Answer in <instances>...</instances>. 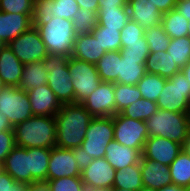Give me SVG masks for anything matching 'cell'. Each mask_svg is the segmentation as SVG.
<instances>
[{"instance_id": "6da1fadb", "label": "cell", "mask_w": 190, "mask_h": 191, "mask_svg": "<svg viewBox=\"0 0 190 191\" xmlns=\"http://www.w3.org/2000/svg\"><path fill=\"white\" fill-rule=\"evenodd\" d=\"M93 116L81 103L63 104L55 116L56 146L80 147Z\"/></svg>"}, {"instance_id": "7a4b0ae2", "label": "cell", "mask_w": 190, "mask_h": 191, "mask_svg": "<svg viewBox=\"0 0 190 191\" xmlns=\"http://www.w3.org/2000/svg\"><path fill=\"white\" fill-rule=\"evenodd\" d=\"M16 146L47 148L56 146L55 116L33 115L13 127Z\"/></svg>"}, {"instance_id": "3957f363", "label": "cell", "mask_w": 190, "mask_h": 191, "mask_svg": "<svg viewBox=\"0 0 190 191\" xmlns=\"http://www.w3.org/2000/svg\"><path fill=\"white\" fill-rule=\"evenodd\" d=\"M145 124L149 137H164L182 146L190 133L186 113L159 109Z\"/></svg>"}, {"instance_id": "277c9868", "label": "cell", "mask_w": 190, "mask_h": 191, "mask_svg": "<svg viewBox=\"0 0 190 191\" xmlns=\"http://www.w3.org/2000/svg\"><path fill=\"white\" fill-rule=\"evenodd\" d=\"M37 29L49 54L71 57L73 44L77 36L72 20L52 18L50 22L40 25Z\"/></svg>"}, {"instance_id": "5b68a950", "label": "cell", "mask_w": 190, "mask_h": 191, "mask_svg": "<svg viewBox=\"0 0 190 191\" xmlns=\"http://www.w3.org/2000/svg\"><path fill=\"white\" fill-rule=\"evenodd\" d=\"M70 57L61 54H48L43 60L48 71L47 85L63 104L74 103V88L69 74L68 60Z\"/></svg>"}, {"instance_id": "8992f818", "label": "cell", "mask_w": 190, "mask_h": 191, "mask_svg": "<svg viewBox=\"0 0 190 191\" xmlns=\"http://www.w3.org/2000/svg\"><path fill=\"white\" fill-rule=\"evenodd\" d=\"M190 101V82L179 71L166 80L156 103L159 109L185 113Z\"/></svg>"}, {"instance_id": "52a82bcc", "label": "cell", "mask_w": 190, "mask_h": 191, "mask_svg": "<svg viewBox=\"0 0 190 191\" xmlns=\"http://www.w3.org/2000/svg\"><path fill=\"white\" fill-rule=\"evenodd\" d=\"M114 140V124L112 117H93L90 121L81 146L86 154L97 159L105 157L109 142Z\"/></svg>"}, {"instance_id": "ba28073f", "label": "cell", "mask_w": 190, "mask_h": 191, "mask_svg": "<svg viewBox=\"0 0 190 191\" xmlns=\"http://www.w3.org/2000/svg\"><path fill=\"white\" fill-rule=\"evenodd\" d=\"M69 74L74 88V103H82L101 83L95 64L70 57Z\"/></svg>"}, {"instance_id": "9c48e42d", "label": "cell", "mask_w": 190, "mask_h": 191, "mask_svg": "<svg viewBox=\"0 0 190 191\" xmlns=\"http://www.w3.org/2000/svg\"><path fill=\"white\" fill-rule=\"evenodd\" d=\"M0 115L6 116L13 127L33 116L27 92L5 86L0 91Z\"/></svg>"}, {"instance_id": "30bf717a", "label": "cell", "mask_w": 190, "mask_h": 191, "mask_svg": "<svg viewBox=\"0 0 190 191\" xmlns=\"http://www.w3.org/2000/svg\"><path fill=\"white\" fill-rule=\"evenodd\" d=\"M114 140L124 146L137 149L141 154L149 137L145 121L123 116L117 113L113 116Z\"/></svg>"}, {"instance_id": "8fae6325", "label": "cell", "mask_w": 190, "mask_h": 191, "mask_svg": "<svg viewBox=\"0 0 190 191\" xmlns=\"http://www.w3.org/2000/svg\"><path fill=\"white\" fill-rule=\"evenodd\" d=\"M8 46L22 64L42 61L49 54L38 29L34 26L12 40Z\"/></svg>"}, {"instance_id": "7c38bea8", "label": "cell", "mask_w": 190, "mask_h": 191, "mask_svg": "<svg viewBox=\"0 0 190 191\" xmlns=\"http://www.w3.org/2000/svg\"><path fill=\"white\" fill-rule=\"evenodd\" d=\"M81 104L93 117H112L117 114L114 82L101 81Z\"/></svg>"}, {"instance_id": "4fadbf2b", "label": "cell", "mask_w": 190, "mask_h": 191, "mask_svg": "<svg viewBox=\"0 0 190 191\" xmlns=\"http://www.w3.org/2000/svg\"><path fill=\"white\" fill-rule=\"evenodd\" d=\"M63 177H81L72 149L55 146L50 149L47 181Z\"/></svg>"}, {"instance_id": "5bb4252c", "label": "cell", "mask_w": 190, "mask_h": 191, "mask_svg": "<svg viewBox=\"0 0 190 191\" xmlns=\"http://www.w3.org/2000/svg\"><path fill=\"white\" fill-rule=\"evenodd\" d=\"M182 151V145L164 137H148L141 158H146L162 165H170Z\"/></svg>"}, {"instance_id": "9a60e30c", "label": "cell", "mask_w": 190, "mask_h": 191, "mask_svg": "<svg viewBox=\"0 0 190 191\" xmlns=\"http://www.w3.org/2000/svg\"><path fill=\"white\" fill-rule=\"evenodd\" d=\"M5 172L17 183L37 182L30 173V148L15 146L4 159Z\"/></svg>"}, {"instance_id": "2e32d148", "label": "cell", "mask_w": 190, "mask_h": 191, "mask_svg": "<svg viewBox=\"0 0 190 191\" xmlns=\"http://www.w3.org/2000/svg\"><path fill=\"white\" fill-rule=\"evenodd\" d=\"M116 170L102 158L94 159L91 164L81 172V179L86 190L113 186Z\"/></svg>"}, {"instance_id": "e0dca14e", "label": "cell", "mask_w": 190, "mask_h": 191, "mask_svg": "<svg viewBox=\"0 0 190 191\" xmlns=\"http://www.w3.org/2000/svg\"><path fill=\"white\" fill-rule=\"evenodd\" d=\"M33 115L56 116L62 104L46 84L27 91Z\"/></svg>"}, {"instance_id": "ac0fdd59", "label": "cell", "mask_w": 190, "mask_h": 191, "mask_svg": "<svg viewBox=\"0 0 190 191\" xmlns=\"http://www.w3.org/2000/svg\"><path fill=\"white\" fill-rule=\"evenodd\" d=\"M33 14H12L0 11V43L8 45L32 24Z\"/></svg>"}, {"instance_id": "d6986e66", "label": "cell", "mask_w": 190, "mask_h": 191, "mask_svg": "<svg viewBox=\"0 0 190 191\" xmlns=\"http://www.w3.org/2000/svg\"><path fill=\"white\" fill-rule=\"evenodd\" d=\"M141 175L144 187L159 190L172 184L170 167L146 158L140 159Z\"/></svg>"}, {"instance_id": "ffe728a7", "label": "cell", "mask_w": 190, "mask_h": 191, "mask_svg": "<svg viewBox=\"0 0 190 191\" xmlns=\"http://www.w3.org/2000/svg\"><path fill=\"white\" fill-rule=\"evenodd\" d=\"M128 14L144 30L161 24L162 14L148 0H128Z\"/></svg>"}, {"instance_id": "44dd1931", "label": "cell", "mask_w": 190, "mask_h": 191, "mask_svg": "<svg viewBox=\"0 0 190 191\" xmlns=\"http://www.w3.org/2000/svg\"><path fill=\"white\" fill-rule=\"evenodd\" d=\"M106 51L92 33L78 34L73 44L71 57L96 64Z\"/></svg>"}, {"instance_id": "7402d4cb", "label": "cell", "mask_w": 190, "mask_h": 191, "mask_svg": "<svg viewBox=\"0 0 190 191\" xmlns=\"http://www.w3.org/2000/svg\"><path fill=\"white\" fill-rule=\"evenodd\" d=\"M23 66L8 45L0 47V78L6 86H19Z\"/></svg>"}, {"instance_id": "603a6c76", "label": "cell", "mask_w": 190, "mask_h": 191, "mask_svg": "<svg viewBox=\"0 0 190 191\" xmlns=\"http://www.w3.org/2000/svg\"><path fill=\"white\" fill-rule=\"evenodd\" d=\"M105 152L104 158L115 170L139 163L142 156L137 149L124 146L115 140L109 142Z\"/></svg>"}, {"instance_id": "cb8c5ba5", "label": "cell", "mask_w": 190, "mask_h": 191, "mask_svg": "<svg viewBox=\"0 0 190 191\" xmlns=\"http://www.w3.org/2000/svg\"><path fill=\"white\" fill-rule=\"evenodd\" d=\"M145 68L147 73L158 74L166 79L181 71L167 51L150 52L145 62Z\"/></svg>"}, {"instance_id": "d4e9b609", "label": "cell", "mask_w": 190, "mask_h": 191, "mask_svg": "<svg viewBox=\"0 0 190 191\" xmlns=\"http://www.w3.org/2000/svg\"><path fill=\"white\" fill-rule=\"evenodd\" d=\"M48 71L44 62L34 61L24 64L18 88L29 91L33 88L47 84Z\"/></svg>"}, {"instance_id": "484cf974", "label": "cell", "mask_w": 190, "mask_h": 191, "mask_svg": "<svg viewBox=\"0 0 190 191\" xmlns=\"http://www.w3.org/2000/svg\"><path fill=\"white\" fill-rule=\"evenodd\" d=\"M146 59L122 58L119 67L118 83L137 85L147 73L145 68Z\"/></svg>"}, {"instance_id": "4316f807", "label": "cell", "mask_w": 190, "mask_h": 191, "mask_svg": "<svg viewBox=\"0 0 190 191\" xmlns=\"http://www.w3.org/2000/svg\"><path fill=\"white\" fill-rule=\"evenodd\" d=\"M114 188L138 191L143 185L140 162L127 166L124 169L116 170Z\"/></svg>"}, {"instance_id": "83f0119b", "label": "cell", "mask_w": 190, "mask_h": 191, "mask_svg": "<svg viewBox=\"0 0 190 191\" xmlns=\"http://www.w3.org/2000/svg\"><path fill=\"white\" fill-rule=\"evenodd\" d=\"M121 51L106 52L95 64L102 81L118 83Z\"/></svg>"}, {"instance_id": "f1b7e54d", "label": "cell", "mask_w": 190, "mask_h": 191, "mask_svg": "<svg viewBox=\"0 0 190 191\" xmlns=\"http://www.w3.org/2000/svg\"><path fill=\"white\" fill-rule=\"evenodd\" d=\"M49 161L50 149L30 148V173L37 182H47Z\"/></svg>"}, {"instance_id": "f546056e", "label": "cell", "mask_w": 190, "mask_h": 191, "mask_svg": "<svg viewBox=\"0 0 190 191\" xmlns=\"http://www.w3.org/2000/svg\"><path fill=\"white\" fill-rule=\"evenodd\" d=\"M165 33L171 38L176 39L187 36L189 21L175 9L162 14V21Z\"/></svg>"}, {"instance_id": "4dcf8cb0", "label": "cell", "mask_w": 190, "mask_h": 191, "mask_svg": "<svg viewBox=\"0 0 190 191\" xmlns=\"http://www.w3.org/2000/svg\"><path fill=\"white\" fill-rule=\"evenodd\" d=\"M98 24L105 28L121 31L130 21L127 7L106 8L98 10Z\"/></svg>"}, {"instance_id": "1f68e13d", "label": "cell", "mask_w": 190, "mask_h": 191, "mask_svg": "<svg viewBox=\"0 0 190 191\" xmlns=\"http://www.w3.org/2000/svg\"><path fill=\"white\" fill-rule=\"evenodd\" d=\"M172 184L190 187V155L183 149L176 159L169 165Z\"/></svg>"}, {"instance_id": "d6a6232c", "label": "cell", "mask_w": 190, "mask_h": 191, "mask_svg": "<svg viewBox=\"0 0 190 191\" xmlns=\"http://www.w3.org/2000/svg\"><path fill=\"white\" fill-rule=\"evenodd\" d=\"M166 80V78H163L158 74L146 73L137 83L142 98L156 102Z\"/></svg>"}, {"instance_id": "836d02e7", "label": "cell", "mask_w": 190, "mask_h": 191, "mask_svg": "<svg viewBox=\"0 0 190 191\" xmlns=\"http://www.w3.org/2000/svg\"><path fill=\"white\" fill-rule=\"evenodd\" d=\"M158 110L159 108L156 102L140 98L124 108L120 113L125 117L145 121Z\"/></svg>"}, {"instance_id": "e575fe53", "label": "cell", "mask_w": 190, "mask_h": 191, "mask_svg": "<svg viewBox=\"0 0 190 191\" xmlns=\"http://www.w3.org/2000/svg\"><path fill=\"white\" fill-rule=\"evenodd\" d=\"M91 33L106 52L121 50V32L98 24Z\"/></svg>"}, {"instance_id": "d590c367", "label": "cell", "mask_w": 190, "mask_h": 191, "mask_svg": "<svg viewBox=\"0 0 190 191\" xmlns=\"http://www.w3.org/2000/svg\"><path fill=\"white\" fill-rule=\"evenodd\" d=\"M114 93L116 102V113H120L124 108L142 98L137 85H127L114 83Z\"/></svg>"}, {"instance_id": "8d00e7d4", "label": "cell", "mask_w": 190, "mask_h": 191, "mask_svg": "<svg viewBox=\"0 0 190 191\" xmlns=\"http://www.w3.org/2000/svg\"><path fill=\"white\" fill-rule=\"evenodd\" d=\"M167 53L174 63L182 69L190 60V38L188 36L171 39Z\"/></svg>"}, {"instance_id": "74e56055", "label": "cell", "mask_w": 190, "mask_h": 191, "mask_svg": "<svg viewBox=\"0 0 190 191\" xmlns=\"http://www.w3.org/2000/svg\"><path fill=\"white\" fill-rule=\"evenodd\" d=\"M144 36L150 52L167 51L171 38L165 33L162 24L144 30Z\"/></svg>"}, {"instance_id": "f35d334b", "label": "cell", "mask_w": 190, "mask_h": 191, "mask_svg": "<svg viewBox=\"0 0 190 191\" xmlns=\"http://www.w3.org/2000/svg\"><path fill=\"white\" fill-rule=\"evenodd\" d=\"M72 22L77 35L91 33L98 25V14L93 10L80 9L73 16Z\"/></svg>"}, {"instance_id": "ab89813d", "label": "cell", "mask_w": 190, "mask_h": 191, "mask_svg": "<svg viewBox=\"0 0 190 191\" xmlns=\"http://www.w3.org/2000/svg\"><path fill=\"white\" fill-rule=\"evenodd\" d=\"M51 6H54V1L35 0L32 17V24L35 28L52 20L53 13L51 12Z\"/></svg>"}, {"instance_id": "60d3db41", "label": "cell", "mask_w": 190, "mask_h": 191, "mask_svg": "<svg viewBox=\"0 0 190 191\" xmlns=\"http://www.w3.org/2000/svg\"><path fill=\"white\" fill-rule=\"evenodd\" d=\"M47 182L51 191H86L81 177H63Z\"/></svg>"}, {"instance_id": "b9f144b4", "label": "cell", "mask_w": 190, "mask_h": 191, "mask_svg": "<svg viewBox=\"0 0 190 191\" xmlns=\"http://www.w3.org/2000/svg\"><path fill=\"white\" fill-rule=\"evenodd\" d=\"M35 0H0V11L12 14H33Z\"/></svg>"}, {"instance_id": "7bdbcfd3", "label": "cell", "mask_w": 190, "mask_h": 191, "mask_svg": "<svg viewBox=\"0 0 190 191\" xmlns=\"http://www.w3.org/2000/svg\"><path fill=\"white\" fill-rule=\"evenodd\" d=\"M80 10L76 0H55L54 6H51L53 18H64L72 20L73 16Z\"/></svg>"}, {"instance_id": "ee69618b", "label": "cell", "mask_w": 190, "mask_h": 191, "mask_svg": "<svg viewBox=\"0 0 190 191\" xmlns=\"http://www.w3.org/2000/svg\"><path fill=\"white\" fill-rule=\"evenodd\" d=\"M120 32L121 47H126L127 43L143 42L144 29L131 19Z\"/></svg>"}, {"instance_id": "f6af8a7d", "label": "cell", "mask_w": 190, "mask_h": 191, "mask_svg": "<svg viewBox=\"0 0 190 191\" xmlns=\"http://www.w3.org/2000/svg\"><path fill=\"white\" fill-rule=\"evenodd\" d=\"M122 58L147 59L150 51L148 43L143 35V42L127 43L126 47H121Z\"/></svg>"}, {"instance_id": "bcb514c9", "label": "cell", "mask_w": 190, "mask_h": 191, "mask_svg": "<svg viewBox=\"0 0 190 191\" xmlns=\"http://www.w3.org/2000/svg\"><path fill=\"white\" fill-rule=\"evenodd\" d=\"M15 146L14 131H0V162H4V159Z\"/></svg>"}, {"instance_id": "7dc6e473", "label": "cell", "mask_w": 190, "mask_h": 191, "mask_svg": "<svg viewBox=\"0 0 190 191\" xmlns=\"http://www.w3.org/2000/svg\"><path fill=\"white\" fill-rule=\"evenodd\" d=\"M72 150L77 162V167L80 172H82L91 164L94 158L90 157L89 154H86V151L82 147H75L72 148Z\"/></svg>"}, {"instance_id": "c3c4849f", "label": "cell", "mask_w": 190, "mask_h": 191, "mask_svg": "<svg viewBox=\"0 0 190 191\" xmlns=\"http://www.w3.org/2000/svg\"><path fill=\"white\" fill-rule=\"evenodd\" d=\"M159 10L161 14L167 13L175 8V0H148Z\"/></svg>"}, {"instance_id": "681fc988", "label": "cell", "mask_w": 190, "mask_h": 191, "mask_svg": "<svg viewBox=\"0 0 190 191\" xmlns=\"http://www.w3.org/2000/svg\"><path fill=\"white\" fill-rule=\"evenodd\" d=\"M128 0H99V9L127 7Z\"/></svg>"}, {"instance_id": "f907efd6", "label": "cell", "mask_w": 190, "mask_h": 191, "mask_svg": "<svg viewBox=\"0 0 190 191\" xmlns=\"http://www.w3.org/2000/svg\"><path fill=\"white\" fill-rule=\"evenodd\" d=\"M186 20H190V0L176 2L175 8Z\"/></svg>"}, {"instance_id": "816d5d0a", "label": "cell", "mask_w": 190, "mask_h": 191, "mask_svg": "<svg viewBox=\"0 0 190 191\" xmlns=\"http://www.w3.org/2000/svg\"><path fill=\"white\" fill-rule=\"evenodd\" d=\"M17 182L8 174L0 176V191H10Z\"/></svg>"}, {"instance_id": "f5cc1de1", "label": "cell", "mask_w": 190, "mask_h": 191, "mask_svg": "<svg viewBox=\"0 0 190 191\" xmlns=\"http://www.w3.org/2000/svg\"><path fill=\"white\" fill-rule=\"evenodd\" d=\"M80 9L93 10L96 13L99 9V0H76Z\"/></svg>"}, {"instance_id": "db71d44e", "label": "cell", "mask_w": 190, "mask_h": 191, "mask_svg": "<svg viewBox=\"0 0 190 191\" xmlns=\"http://www.w3.org/2000/svg\"><path fill=\"white\" fill-rule=\"evenodd\" d=\"M29 191H51V188L46 181L34 182L29 184Z\"/></svg>"}, {"instance_id": "11a10c76", "label": "cell", "mask_w": 190, "mask_h": 191, "mask_svg": "<svg viewBox=\"0 0 190 191\" xmlns=\"http://www.w3.org/2000/svg\"><path fill=\"white\" fill-rule=\"evenodd\" d=\"M13 130V126L10 124L8 118L4 115H0V131Z\"/></svg>"}, {"instance_id": "9f6ffc18", "label": "cell", "mask_w": 190, "mask_h": 191, "mask_svg": "<svg viewBox=\"0 0 190 191\" xmlns=\"http://www.w3.org/2000/svg\"><path fill=\"white\" fill-rule=\"evenodd\" d=\"M157 191H186V188L175 185V184H171V185L165 186Z\"/></svg>"}, {"instance_id": "6f0895ef", "label": "cell", "mask_w": 190, "mask_h": 191, "mask_svg": "<svg viewBox=\"0 0 190 191\" xmlns=\"http://www.w3.org/2000/svg\"><path fill=\"white\" fill-rule=\"evenodd\" d=\"M10 191H29V185L16 183Z\"/></svg>"}, {"instance_id": "680465c9", "label": "cell", "mask_w": 190, "mask_h": 191, "mask_svg": "<svg viewBox=\"0 0 190 191\" xmlns=\"http://www.w3.org/2000/svg\"><path fill=\"white\" fill-rule=\"evenodd\" d=\"M184 76L188 79L190 82V60L189 62L181 69Z\"/></svg>"}, {"instance_id": "91938a15", "label": "cell", "mask_w": 190, "mask_h": 191, "mask_svg": "<svg viewBox=\"0 0 190 191\" xmlns=\"http://www.w3.org/2000/svg\"><path fill=\"white\" fill-rule=\"evenodd\" d=\"M182 149L190 155V133L188 137L185 139Z\"/></svg>"}, {"instance_id": "94428289", "label": "cell", "mask_w": 190, "mask_h": 191, "mask_svg": "<svg viewBox=\"0 0 190 191\" xmlns=\"http://www.w3.org/2000/svg\"><path fill=\"white\" fill-rule=\"evenodd\" d=\"M86 191H115V188L113 186L110 187H102V188H96V189H89Z\"/></svg>"}, {"instance_id": "6125c7cd", "label": "cell", "mask_w": 190, "mask_h": 191, "mask_svg": "<svg viewBox=\"0 0 190 191\" xmlns=\"http://www.w3.org/2000/svg\"><path fill=\"white\" fill-rule=\"evenodd\" d=\"M185 113H186L187 124H188L189 130H190V101H189V104L187 106V110Z\"/></svg>"}, {"instance_id": "be15d7a7", "label": "cell", "mask_w": 190, "mask_h": 191, "mask_svg": "<svg viewBox=\"0 0 190 191\" xmlns=\"http://www.w3.org/2000/svg\"><path fill=\"white\" fill-rule=\"evenodd\" d=\"M5 173L4 163L0 162V176Z\"/></svg>"}, {"instance_id": "e7e4bbea", "label": "cell", "mask_w": 190, "mask_h": 191, "mask_svg": "<svg viewBox=\"0 0 190 191\" xmlns=\"http://www.w3.org/2000/svg\"><path fill=\"white\" fill-rule=\"evenodd\" d=\"M138 191H157V190H154V189H152V188H150V187H142L140 190H138Z\"/></svg>"}, {"instance_id": "03108f58", "label": "cell", "mask_w": 190, "mask_h": 191, "mask_svg": "<svg viewBox=\"0 0 190 191\" xmlns=\"http://www.w3.org/2000/svg\"><path fill=\"white\" fill-rule=\"evenodd\" d=\"M5 83L3 82V80L0 78V91L5 87Z\"/></svg>"}, {"instance_id": "003e7915", "label": "cell", "mask_w": 190, "mask_h": 191, "mask_svg": "<svg viewBox=\"0 0 190 191\" xmlns=\"http://www.w3.org/2000/svg\"><path fill=\"white\" fill-rule=\"evenodd\" d=\"M115 191H133V190H126V189L115 188Z\"/></svg>"}, {"instance_id": "a7ac6f4b", "label": "cell", "mask_w": 190, "mask_h": 191, "mask_svg": "<svg viewBox=\"0 0 190 191\" xmlns=\"http://www.w3.org/2000/svg\"><path fill=\"white\" fill-rule=\"evenodd\" d=\"M187 36L190 38V20H189V26H188V34Z\"/></svg>"}]
</instances>
